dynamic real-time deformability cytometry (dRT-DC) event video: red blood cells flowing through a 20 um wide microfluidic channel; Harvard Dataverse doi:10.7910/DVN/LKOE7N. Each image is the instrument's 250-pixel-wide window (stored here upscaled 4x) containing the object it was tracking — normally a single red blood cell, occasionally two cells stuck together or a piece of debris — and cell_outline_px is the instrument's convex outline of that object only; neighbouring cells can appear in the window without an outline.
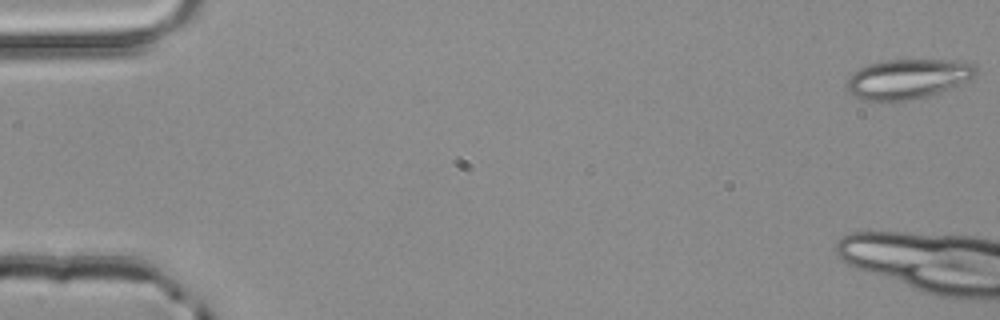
{"species": "common noctule bat (a hibernating species)", "species_latin": "Nyctalus noctula", "temperature_condition": "room temperature", "stored_images_in_passage": 4, "camera_frame_rate_fps": 3000, "um_per_image_px": 0.085, "animal": {"sex": "male", "body_mass_g": 20.4}, "frame": {"image": 1, "passage_image": 1, "time_ms": 0.0, "image_size_px": [1000, 320], "cell_outline_px": [[980, 72], [968, 80], [948, 88], [912, 100], [864, 100], [852, 96], [848, 92], [848, 76], [860, 68], [868, 64], [884, 60], [960, 60], [972, 64], [980, 68]], "centroid_in_image_um": [77.17, 6.68], "position_along_channel_um": 7.8, "area_um2": 29.71}}